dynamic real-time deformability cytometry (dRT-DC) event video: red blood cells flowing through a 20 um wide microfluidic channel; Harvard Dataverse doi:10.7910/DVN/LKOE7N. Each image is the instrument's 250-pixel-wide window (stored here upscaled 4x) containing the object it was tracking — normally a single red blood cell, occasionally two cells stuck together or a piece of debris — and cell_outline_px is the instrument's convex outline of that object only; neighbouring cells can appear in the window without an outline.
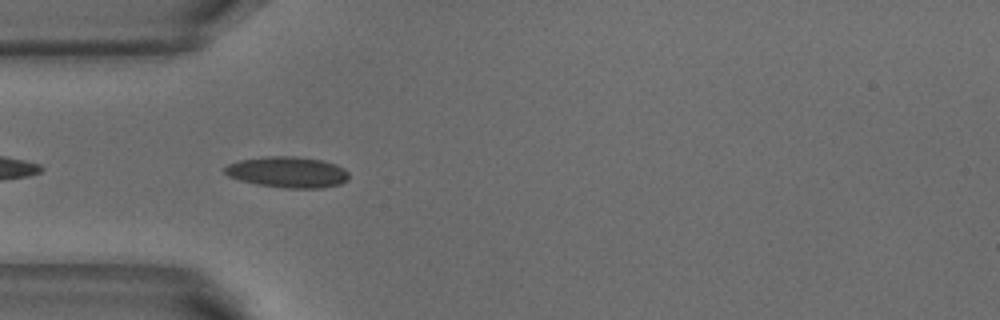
{"species": "common noctule bat (a hibernating species)", "species_latin": "Nyctalus noctula", "temperature_condition": "warm", "stored_images_in_passage": 5, "camera_frame_rate_fps": 3000, "um_per_image_px": 0.085, "animal": {"sex": "male", "body_mass_g": 18.8}, "frame": {"image": 1, "passage_image": 5, "time_ms": 1.333, "image_size_px": [1000, 320], "cell_outline_px": [[348, 180], [340, 184], [324, 188], [284, 188], [256, 184], [240, 180], [228, 176], [224, 172], [224, 168], [228, 164], [240, 160], [264, 156], [296, 156], [324, 160], [336, 164], [344, 168], [348, 172]], "centroid_in_image_um": [24.46, 14.63], "position_along_channel_um": 60.5, "area_um2": 22.66}}